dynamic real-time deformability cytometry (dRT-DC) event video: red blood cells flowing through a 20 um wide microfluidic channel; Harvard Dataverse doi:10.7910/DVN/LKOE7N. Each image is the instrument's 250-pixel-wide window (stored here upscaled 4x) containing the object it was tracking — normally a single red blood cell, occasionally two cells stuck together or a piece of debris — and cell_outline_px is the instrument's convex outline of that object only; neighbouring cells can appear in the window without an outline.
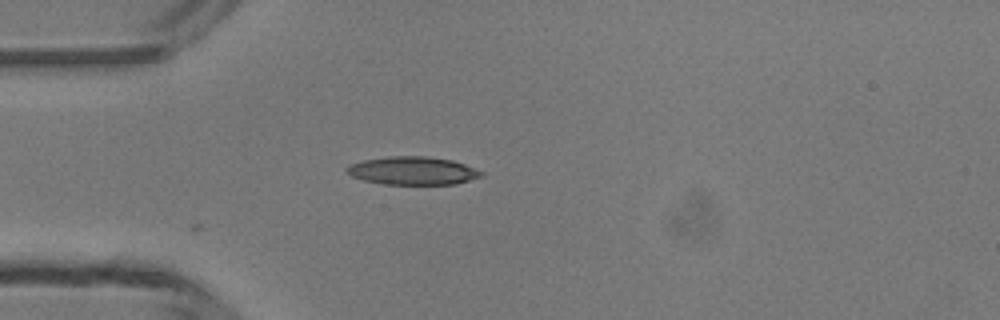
{"species": "common noctule bat (a hibernating species)", "species_latin": "Nyctalus noctula", "temperature_condition": "room temperature", "stored_images_in_passage": 23, "camera_frame_rate_fps": 3000, "um_per_image_px": 0.085, "animal": {"sex": "male", "body_mass_g": 13.3}, "frame": {"image": 1, "passage_image": 1, "time_ms": 0.0, "image_size_px": [1000, 320], "cell_outline_px": [[484, 172], [480, 176], [456, 184], [380, 184], [364, 180], [352, 176], [344, 172], [344, 168], [352, 164], [364, 160], [388, 156], [428, 156], [452, 160], [464, 164]], "centroid_in_image_um": [35.04, 14.51], "position_along_channel_um": 50.0, "area_um2": 21.96}}
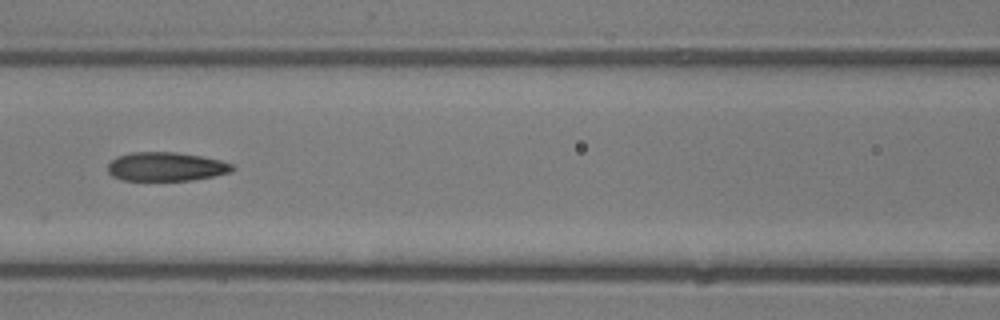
{"frame": {"image": 2, "passage_image": 9, "time_ms": 2.667, "image_size_px": [1000, 320], "cell_outline_px": [[236, 168], [232, 172], [192, 180], [124, 180], [112, 176], [108, 172], [108, 164], [116, 156], [132, 152], [176, 152], [200, 156], [220, 160], [232, 164]], "centroid_in_image_um": [14.11, 14.16], "position_along_channel_um": 152.5, "area_um2": 20.92}}
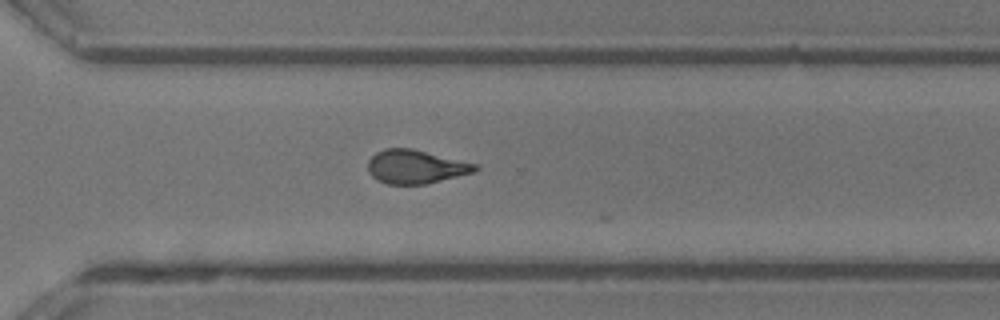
{"frame": {"image": 3, "passage_image": 22, "time_ms": 7.0, "image_size_px": [1000, 320], "cell_outline_px": [[480, 168], [476, 172], [424, 184], [388, 184], [376, 180], [368, 172], [368, 160], [376, 152], [384, 148], [412, 148], [476, 164]], "centroid_in_image_um": [35.31, 14.17], "position_along_channel_um": 335.3, "area_um2": 21.04}}